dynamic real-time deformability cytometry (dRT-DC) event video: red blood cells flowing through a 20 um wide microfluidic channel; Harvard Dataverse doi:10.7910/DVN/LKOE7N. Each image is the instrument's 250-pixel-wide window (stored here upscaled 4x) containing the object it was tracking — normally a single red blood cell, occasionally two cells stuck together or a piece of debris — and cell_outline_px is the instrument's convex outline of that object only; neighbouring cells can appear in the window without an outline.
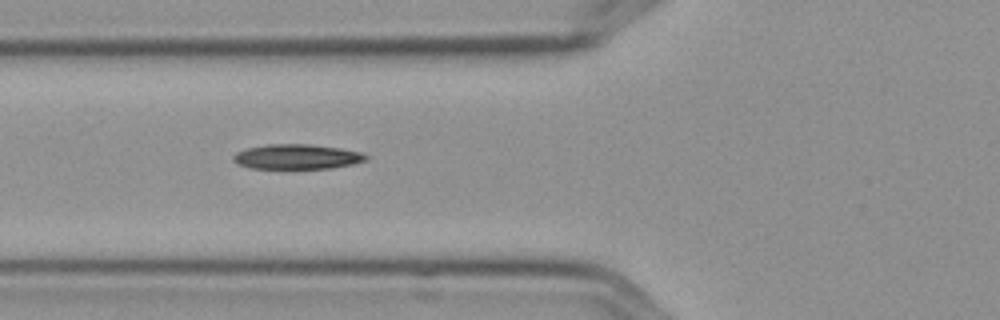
{"species": "Egyptian fruit bat (a non-hibernating species)", "species_latin": "Rousettus aegyptiacus", "temperature_condition": "cold", "stored_images_in_passage": 8, "camera_frame_rate_fps": 3000, "um_per_image_px": 0.085, "frame": {"image": 1, "passage_image": 3, "time_ms": 0.667, "image_size_px": [1000, 320], "cell_outline_px": [[368, 160], [352, 164], [332, 168], [248, 168], [236, 164], [232, 160], [232, 156], [236, 152], [248, 148], [268, 144], [312, 144], [340, 148], [360, 152], [368, 156]], "centroid_in_image_um": [25.22, 13.32], "position_along_channel_um": 100.6, "area_um2": 19.31}}
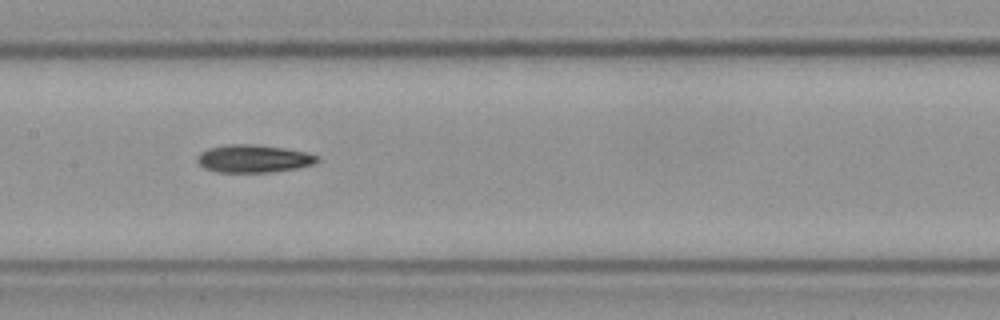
{"frame": {"image": 2, "passage_image": 5, "time_ms": 1.333, "image_size_px": [1000, 320], "cell_outline_px": [[320, 160], [312, 164], [296, 168], [272, 172], [216, 172], [204, 168], [196, 160], [200, 152], [208, 148], [232, 144], [248, 144], [284, 148], [304, 152], [320, 156]], "centroid_in_image_um": [21.54, 13.49], "position_along_channel_um": 185.9, "area_um2": 19.25}}
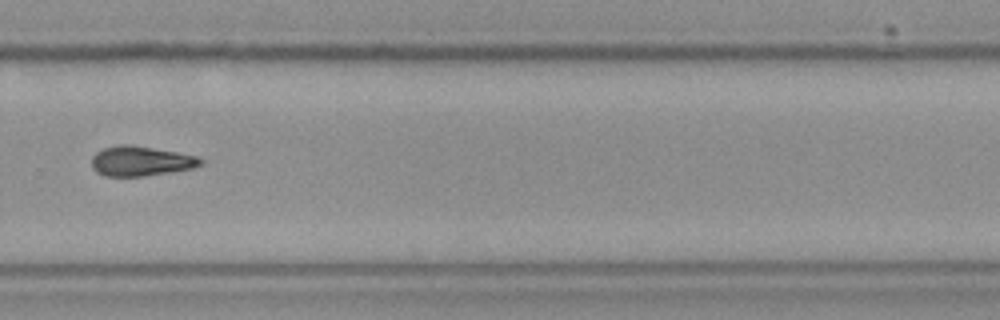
{"frame": {"image": 3, "passage_image": 8, "time_ms": 2.333, "image_size_px": [1000, 320], "cell_outline_px": [[204, 164], [192, 168], [144, 176], [104, 176], [96, 172], [92, 168], [92, 156], [96, 152], [104, 148], [120, 144], [128, 144], [176, 152], [196, 156], [204, 160]], "centroid_in_image_um": [11.94, 13.69], "position_along_channel_um": 317.9, "area_um2": 18.84}}